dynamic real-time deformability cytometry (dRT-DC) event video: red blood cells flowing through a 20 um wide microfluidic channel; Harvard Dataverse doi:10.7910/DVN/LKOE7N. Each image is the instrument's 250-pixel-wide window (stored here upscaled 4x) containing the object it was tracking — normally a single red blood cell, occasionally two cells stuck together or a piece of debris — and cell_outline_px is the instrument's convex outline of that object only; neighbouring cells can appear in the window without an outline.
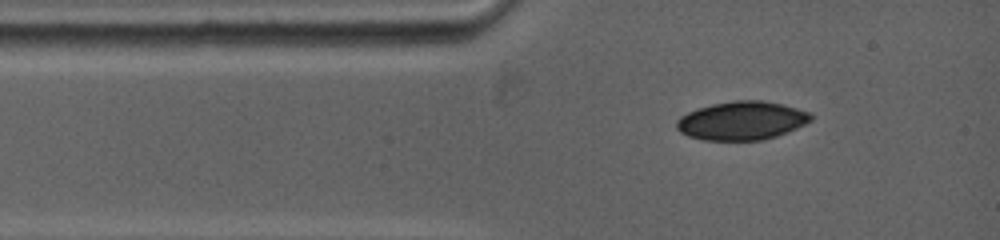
{"species": "common noctule bat (a hibernating species)", "species_latin": "Nyctalus noctula", "temperature_condition": "warm", "stored_images_in_passage": 3, "camera_frame_rate_fps": 5000, "um_per_image_px": 0.085, "animal": {"sex": "female", "body_mass_g": 19.0, "forearm_length_mm": 53.3}, "frame": {"image": 1, "passage_image": 1, "time_ms": 0.0, "image_size_px": [1000, 240], "cell_outline_px": [[812, 120], [796, 128], [776, 136], [760, 140], [704, 140], [688, 136], [680, 132], [676, 128], [676, 120], [680, 116], [688, 112], [712, 104], [732, 100], [760, 100], [784, 104], [808, 112], [812, 116]], "centroid_in_image_um": [63.03, 10.25], "position_along_channel_um": 22.0, "area_um2": 30.06}}